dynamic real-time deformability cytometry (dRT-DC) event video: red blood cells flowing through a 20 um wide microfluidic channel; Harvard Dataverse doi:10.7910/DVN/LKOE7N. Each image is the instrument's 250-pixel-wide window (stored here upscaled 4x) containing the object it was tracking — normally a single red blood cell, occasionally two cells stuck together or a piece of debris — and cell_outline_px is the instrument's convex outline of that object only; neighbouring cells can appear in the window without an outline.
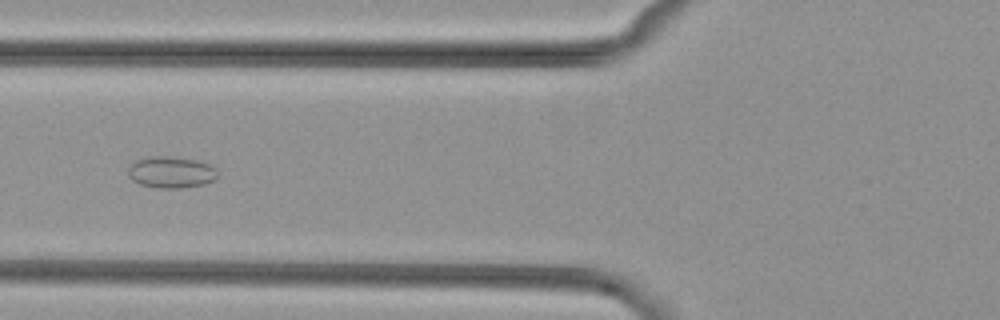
{"species": "common noctule bat (a hibernating species)", "species_latin": "Nyctalus noctula", "temperature_condition": "cold", "stored_images_in_passage": 8, "camera_frame_rate_fps": 3000, "um_per_image_px": 0.085, "animal": {"sex": "female", "body_mass_g": 29.2, "forearm_length_mm": 56.3}, "frame": {"image": 1, "passage_image": 8, "time_ms": 8.333, "image_size_px": [1000, 320], "cell_outline_px": [[220, 172], [216, 180], [204, 184], [180, 188], [156, 188], [140, 184], [132, 180], [128, 176], [128, 168], [136, 160], [148, 156], [168, 156], [196, 160], [212, 164]], "centroid_in_image_um": [14.59, 14.64], "position_along_channel_um": 111.2, "area_um2": 16.76}}